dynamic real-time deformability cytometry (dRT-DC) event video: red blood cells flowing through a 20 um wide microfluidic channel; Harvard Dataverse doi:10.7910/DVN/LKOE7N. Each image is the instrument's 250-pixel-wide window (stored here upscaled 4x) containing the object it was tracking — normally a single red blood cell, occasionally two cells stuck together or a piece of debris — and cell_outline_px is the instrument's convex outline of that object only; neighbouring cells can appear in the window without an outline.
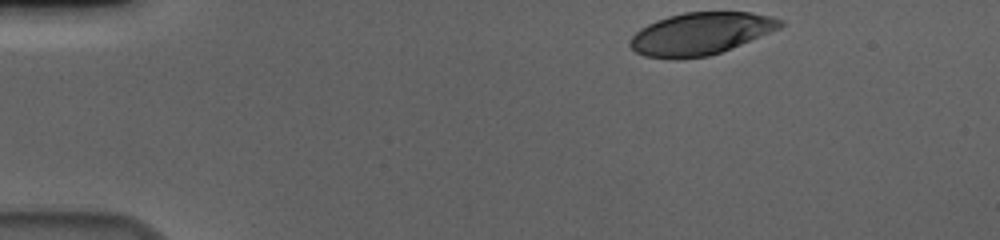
{"species": "human", "species_latin": "Homo sapiens", "temperature_condition": "cold", "stored_images_in_passage": 41, "camera_frame_rate_fps": 3000, "um_per_image_px": 0.085, "donor": {"sex": "male"}, "frame": {"image": 1, "passage_image": 1, "time_ms": 0.0, "image_size_px": [1000, 240], "cell_outline_px": [[784, 24], [780, 28], [720, 52], [708, 56], [676, 60], [644, 56], [636, 52], [628, 44], [628, 40], [640, 28], [656, 20], [668, 16], [684, 12], [752, 12], [772, 16], [784, 20]], "centroid_in_image_um": [59.52, 2.86], "position_along_channel_um": 25.5, "area_um2": 37.11}}
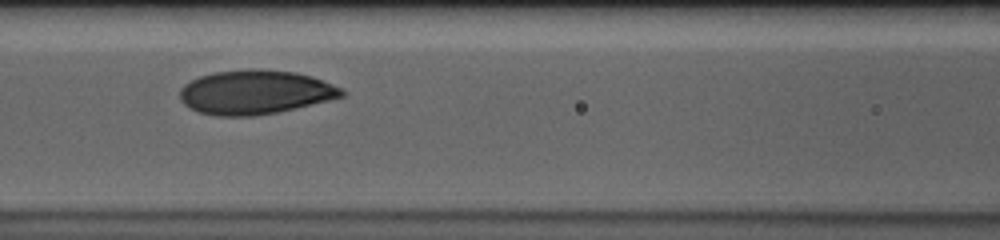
{"frame": {"image": 2, "passage_image": 18, "time_ms": 5.667, "image_size_px": [1000, 240], "cell_outline_px": [[344, 96], [296, 108], [256, 116], [216, 116], [200, 112], [184, 104], [180, 100], [180, 88], [184, 84], [200, 76], [216, 72], [252, 68], [260, 68], [296, 72], [312, 76], [344, 88]], "centroid_in_image_um": [21.71, 7.83], "position_along_channel_um": 144.9, "area_um2": 41.73}}
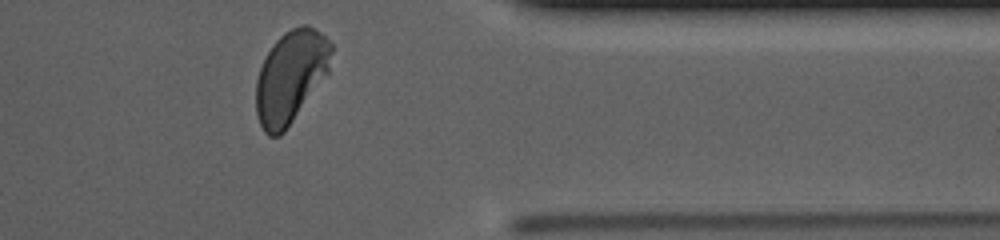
{"frame": {"image": 3, "passage_image": 39, "time_ms": 12.667, "image_size_px": [1000, 240], "cell_outline_px": [[332, 52], [328, 72], [284, 132], [280, 136], [268, 136], [264, 132], [256, 116], [256, 80], [260, 68], [268, 52], [276, 40], [284, 32], [300, 24], [308, 24], [320, 32], [332, 44]], "centroid_in_image_um": [24.69, 6.51], "position_along_channel_um": 386.7, "area_um2": 40.23}, "authors_computed_cell_mechanics": {"area_um2": 40.6912, "velocity_mm_per_s": 3.6213, "shape_relaxation_time_tau1_ms": 2.8227, "shape_relaxation_time_tau2_ms": 1.6387, "deformation_change_tau1": 0.1374, "deformation_change_tau2": 0.0464}}